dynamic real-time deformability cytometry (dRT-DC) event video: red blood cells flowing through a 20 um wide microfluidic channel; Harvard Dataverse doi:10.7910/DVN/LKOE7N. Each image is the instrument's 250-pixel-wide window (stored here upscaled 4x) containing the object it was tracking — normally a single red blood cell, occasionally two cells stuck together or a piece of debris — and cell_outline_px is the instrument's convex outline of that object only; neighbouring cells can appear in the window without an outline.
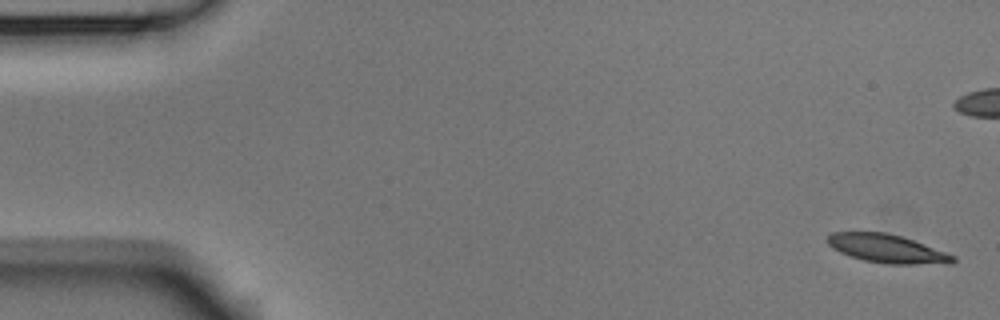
{"species": "Egyptian fruit bat (a non-hibernating species)", "species_latin": "Rousettus aegyptiacus", "temperature_condition": "room temperature", "stored_images_in_passage": 2, "segment_of_instrument_passage": [2, 2], "camera_frame_rate_fps": 3000, "um_per_image_px": 0.085, "animal": {"sex": "male"}, "frame": {"image": 1, "passage_image": 2, "time_ms": 0.333, "image_size_px": [1000, 320], "cell_outline_px": [[956, 260], [952, 264], [888, 264], [864, 260], [840, 252], [832, 248], [828, 244], [828, 236], [832, 232], [884, 232], [900, 236], [924, 244], [956, 256]], "centroid_in_image_um": [75.43, 21.14], "position_along_channel_um": 9.6, "area_um2": 20.63}}